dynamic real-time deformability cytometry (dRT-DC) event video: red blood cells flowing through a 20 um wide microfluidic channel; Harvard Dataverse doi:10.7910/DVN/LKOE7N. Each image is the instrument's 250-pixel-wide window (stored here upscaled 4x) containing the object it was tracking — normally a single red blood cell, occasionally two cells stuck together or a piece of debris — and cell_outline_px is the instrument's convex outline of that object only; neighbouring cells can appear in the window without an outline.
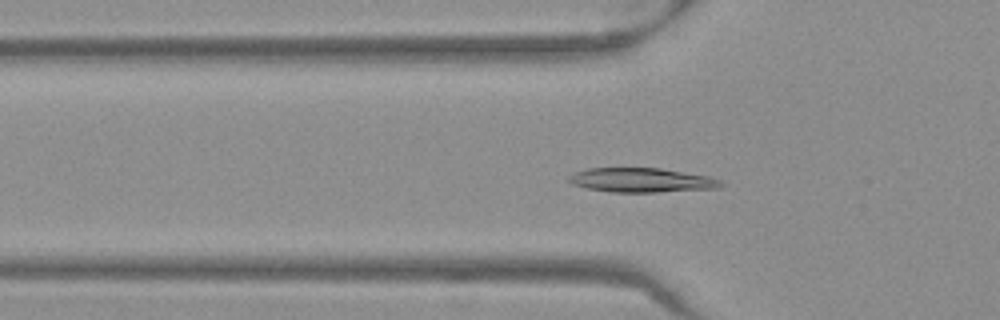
{"species": "Egyptian fruit bat (a non-hibernating species)", "species_latin": "Rousettus aegyptiacus", "temperature_condition": "warm", "stored_images_in_passage": 52, "camera_frame_rate_fps": 3000, "um_per_image_px": 0.085, "frame": {"image": 1, "passage_image": 18, "time_ms": 5.667, "image_size_px": [1000, 320], "cell_outline_px": [[700, 184], [688, 188], [644, 192], [624, 192], [592, 188], [580, 184], [584, 172], [596, 168], [656, 168], [700, 176]], "centroid_in_image_um": [54.22, 15.27], "position_along_channel_um": 71.6, "area_um2": 16.94}}
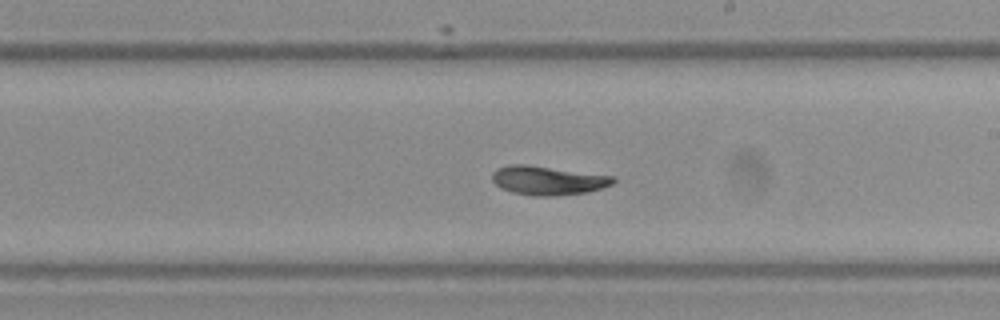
{"frame": {"image": 2, "passage_image": 31, "time_ms": 10.0, "image_size_px": [1000, 320], "cell_outline_px": [[612, 180], [608, 184], [596, 188], [580, 192], [520, 192], [504, 188], [492, 176], [500, 168], [544, 168], [612, 176]], "centroid_in_image_um": [46.64, 15.32], "position_along_channel_um": 242.4, "area_um2": 16.47}}
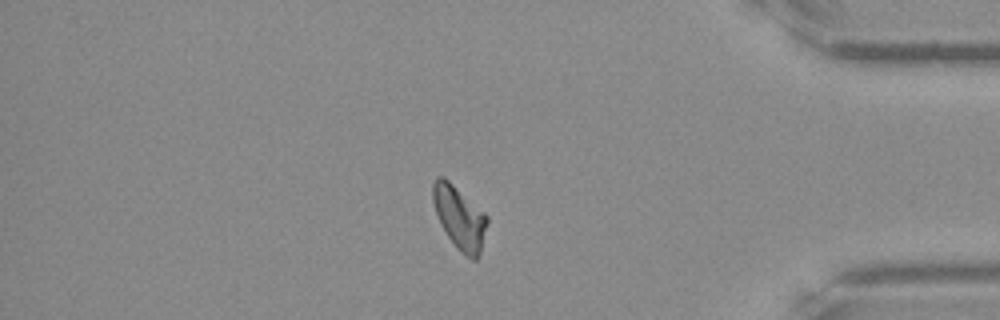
{"frame": {"image": 3, "passage_image": 45, "time_ms": 14.667, "image_size_px": [1000, 320], "cell_outline_px": [[488, 220], [480, 248], [476, 256], [468, 256], [452, 240], [444, 228], [436, 212], [432, 192], [432, 188], [436, 180], [444, 180], [484, 216]], "centroid_in_image_um": [39.03, 18.54], "position_along_channel_um": 396.2, "area_um2": 17.11}, "authors_computed_cell_mechanics": {"area_um2": 16.762, "velocity_mm_per_s": 3.941, "shape_relaxation_time_tau1_ms": 9.0761, "shape_relaxation_time_tau2_ms": 7.8478, "deformation_change_tau1": 0.2022, "deformation_change_tau2": 0.1393}}